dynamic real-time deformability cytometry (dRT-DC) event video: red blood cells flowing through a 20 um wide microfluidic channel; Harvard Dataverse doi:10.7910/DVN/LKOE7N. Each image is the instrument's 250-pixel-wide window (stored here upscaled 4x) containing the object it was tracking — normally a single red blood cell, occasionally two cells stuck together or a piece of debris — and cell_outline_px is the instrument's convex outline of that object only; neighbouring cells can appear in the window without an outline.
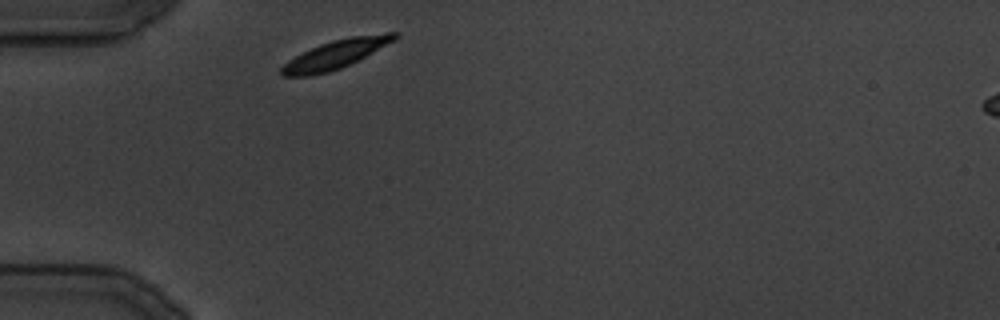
{"species": "common noctule bat (a hibernating species)", "species_latin": "Nyctalus noctula", "temperature_condition": "cold", "stored_images_in_passage": 20, "camera_frame_rate_fps": 3000, "um_per_image_px": 0.085, "animal": {"sex": "male", "body_mass_g": 19.5, "forearm_length_mm": 54.6}, "frame": {"image": 1, "passage_image": 1, "time_ms": 0.0, "image_size_px": [1000, 320], "cell_outline_px": [[400, 36], [396, 40], [340, 68], [328, 72], [308, 76], [284, 76], [280, 72], [280, 68], [288, 60], [320, 44], [332, 40], [352, 36], [388, 32], [400, 32]], "centroid_in_image_um": [28.56, 4.59], "position_along_channel_um": 56.4, "area_um2": 18.55}}
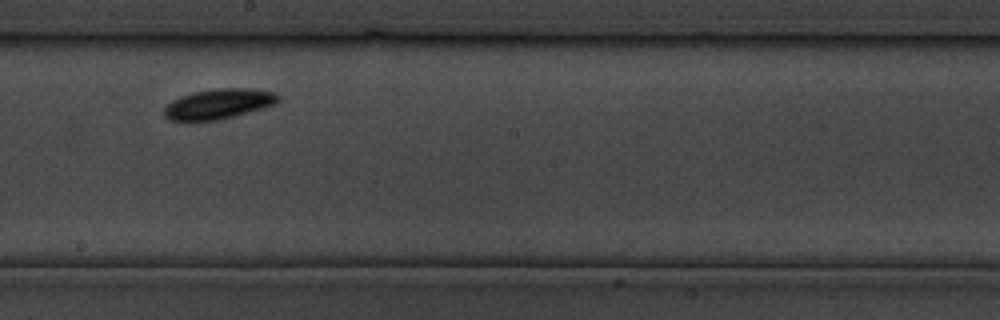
{"frame": {"image": 2, "passage_image": 11, "time_ms": 12.333, "image_size_px": [1000, 320], "cell_outline_px": [[280, 100], [276, 104], [264, 108], [220, 120], [168, 120], [164, 116], [164, 108], [172, 100], [180, 96], [196, 92], [220, 88], [248, 88], [276, 92], [280, 96]], "centroid_in_image_um": [18.63, 8.83], "position_along_channel_um": 229.6, "area_um2": 20.0}}
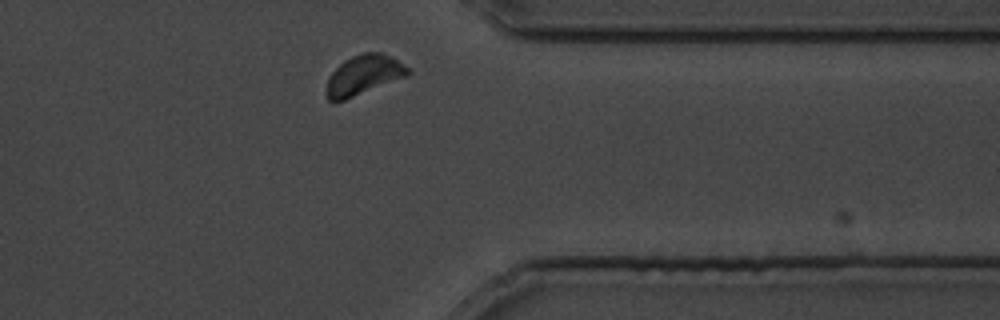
{"frame": {"image": 3, "passage_image": 20, "time_ms": 22.667, "image_size_px": [1000, 320], "cell_outline_px": [[412, 72], [408, 76], [344, 100], [332, 104], [328, 100], [328, 76], [344, 60], [352, 56], [364, 52], [384, 52], [408, 68]], "centroid_in_image_um": [30.92, 6.38], "position_along_channel_um": 380.5, "area_um2": 18.79}}